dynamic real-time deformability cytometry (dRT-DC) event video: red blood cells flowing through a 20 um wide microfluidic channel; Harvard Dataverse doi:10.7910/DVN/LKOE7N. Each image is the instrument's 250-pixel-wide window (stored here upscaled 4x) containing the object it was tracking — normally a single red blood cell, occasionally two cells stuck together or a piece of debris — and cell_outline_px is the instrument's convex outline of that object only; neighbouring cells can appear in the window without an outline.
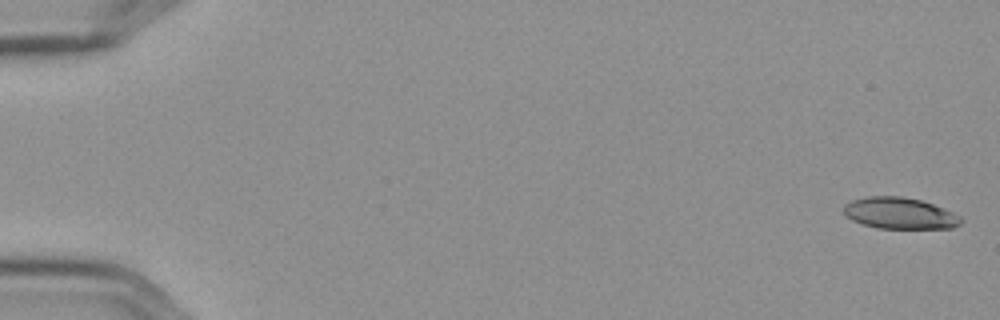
{"species": "Egyptian fruit bat (a non-hibernating species)", "species_latin": "Rousettus aegyptiacus", "temperature_condition": "cold", "stored_images_in_passage": 4, "camera_frame_rate_fps": 3000, "um_per_image_px": 0.085, "frame": {"image": 1, "passage_image": 1, "time_ms": 0.0, "image_size_px": [1000, 320], "cell_outline_px": [[964, 220], [960, 224], [952, 228], [876, 228], [852, 220], [844, 216], [844, 204], [852, 200], [868, 196], [904, 196], [920, 200], [932, 204], [952, 212], [960, 216]], "centroid_in_image_um": [76.46, 18.12], "position_along_channel_um": 8.5, "area_um2": 21.44}}